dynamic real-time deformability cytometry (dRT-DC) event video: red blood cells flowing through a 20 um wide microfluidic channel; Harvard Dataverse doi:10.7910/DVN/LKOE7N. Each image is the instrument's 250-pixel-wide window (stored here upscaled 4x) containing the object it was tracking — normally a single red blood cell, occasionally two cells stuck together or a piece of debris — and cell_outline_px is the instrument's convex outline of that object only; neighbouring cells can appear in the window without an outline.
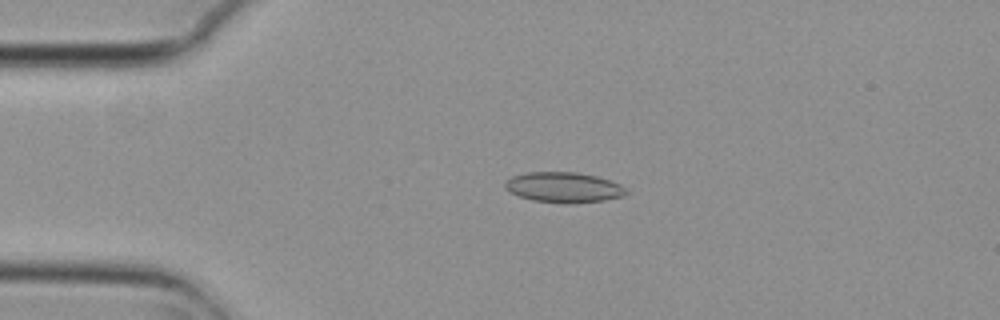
{"species": "common noctule bat (a hibernating species)", "species_latin": "Nyctalus noctula", "temperature_condition": "cold", "stored_images_in_passage": 1, "camera_frame_rate_fps": 3000, "um_per_image_px": 0.085, "animal": {"sex": "female", "body_mass_g": 29.2, "forearm_length_mm": 56.3}, "frame": {"image": 1, "passage_image": 1, "time_ms": 0.0, "image_size_px": [1000, 320], "cell_outline_px": [[628, 192], [624, 196], [604, 200], [572, 204], [568, 204], [532, 200], [508, 192], [504, 188], [504, 180], [512, 176], [524, 172], [576, 172], [596, 176], [620, 184], [628, 188]], "centroid_in_image_um": [47.89, 15.93], "position_along_channel_um": 37.1, "area_um2": 21.73}}